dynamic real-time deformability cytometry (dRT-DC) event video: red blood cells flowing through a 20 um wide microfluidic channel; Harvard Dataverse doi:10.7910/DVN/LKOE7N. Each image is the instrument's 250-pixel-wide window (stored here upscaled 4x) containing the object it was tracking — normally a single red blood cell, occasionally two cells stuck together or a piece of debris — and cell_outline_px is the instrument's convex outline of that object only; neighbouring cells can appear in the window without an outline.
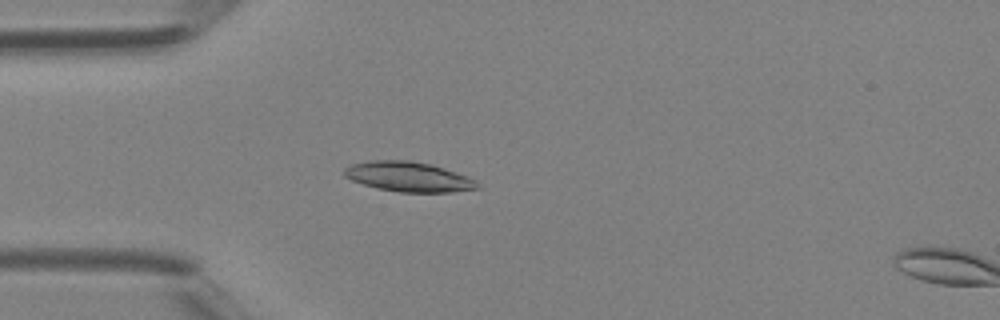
{"species": "Egyptian fruit bat (a non-hibernating species)", "species_latin": "Rousettus aegyptiacus", "temperature_condition": "room temperature", "stored_images_in_passage": 7, "camera_frame_rate_fps": 3000, "um_per_image_px": 0.085, "animal": {"sex": "female"}, "frame": {"image": 1, "passage_image": 5, "time_ms": 1.333, "image_size_px": [1000, 320], "cell_outline_px": [[480, 188], [452, 192], [400, 192], [376, 188], [352, 180], [344, 176], [344, 168], [352, 164], [368, 160], [408, 160], [432, 164], [468, 176], [476, 180], [480, 184]], "centroid_in_image_um": [34.75, 15.02], "position_along_channel_um": 50.3, "area_um2": 23.29}}